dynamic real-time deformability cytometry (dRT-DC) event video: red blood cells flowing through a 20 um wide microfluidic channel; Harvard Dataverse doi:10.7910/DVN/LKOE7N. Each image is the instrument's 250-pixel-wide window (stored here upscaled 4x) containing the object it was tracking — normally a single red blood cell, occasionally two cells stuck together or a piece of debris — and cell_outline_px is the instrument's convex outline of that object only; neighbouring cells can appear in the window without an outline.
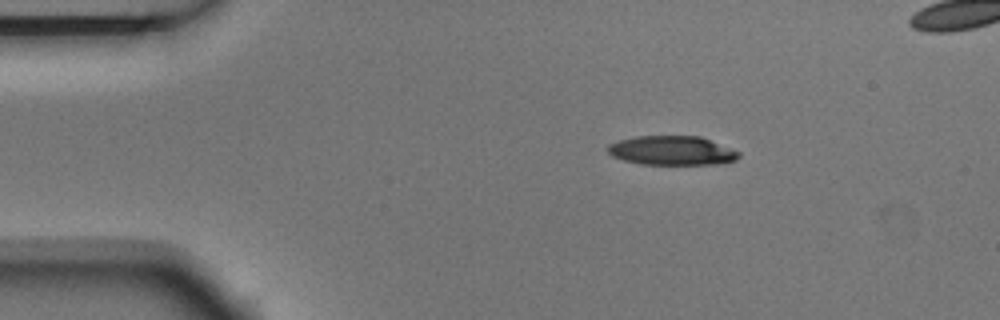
{"species": "Egyptian fruit bat (a non-hibernating species)", "species_latin": "Rousettus aegyptiacus", "temperature_condition": "room temperature", "stored_images_in_passage": 6, "camera_frame_rate_fps": 3000, "um_per_image_px": 0.085, "animal": {"sex": "male"}, "frame": {"image": 1, "passage_image": 3, "time_ms": 0.667, "image_size_px": [1000, 320], "cell_outline_px": [[740, 156], [736, 160], [716, 164], [640, 164], [624, 160], [612, 156], [608, 152], [608, 144], [620, 140], [636, 136], [700, 136], [740, 152]], "centroid_in_image_um": [57.11, 12.8], "position_along_channel_um": 27.9, "area_um2": 22.14}}
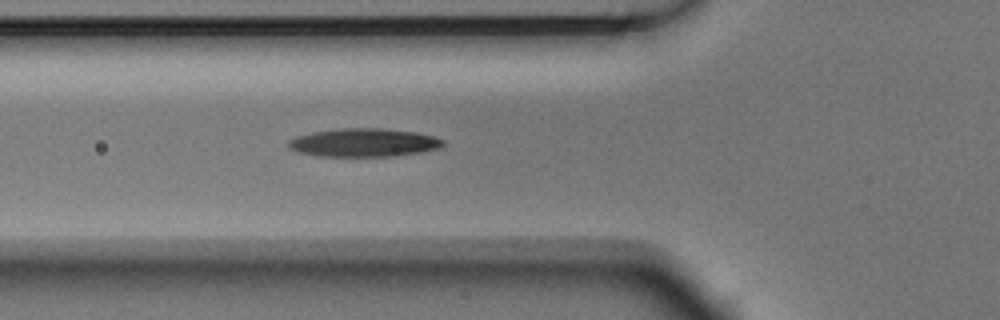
{"frame": {"image": 2, "passage_image": 6, "time_ms": 1.667, "image_size_px": [1000, 320], "cell_outline_px": [[444, 144], [440, 148], [420, 152], [396, 156], [320, 156], [300, 152], [288, 148], [288, 140], [296, 136], [312, 132], [340, 128], [380, 128], [416, 132], [432, 136], [444, 140]], "centroid_in_image_um": [30.92, 12.12], "position_along_channel_um": 94.9, "area_um2": 25.49}}